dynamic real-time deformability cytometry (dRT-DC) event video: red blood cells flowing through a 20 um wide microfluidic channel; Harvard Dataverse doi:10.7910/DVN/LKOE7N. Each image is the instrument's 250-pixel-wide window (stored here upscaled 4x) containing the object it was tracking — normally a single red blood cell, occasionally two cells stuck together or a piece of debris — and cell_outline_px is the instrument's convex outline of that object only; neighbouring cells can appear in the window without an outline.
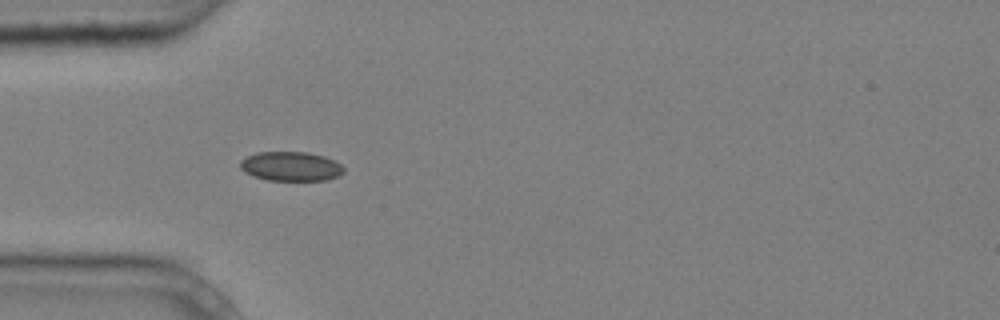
{"species": "common noctule bat (a hibernating species)", "species_latin": "Nyctalus noctula", "temperature_condition": "cold", "stored_images_in_passage": 6, "camera_frame_rate_fps": 3000, "um_per_image_px": 0.085, "animal": {"sex": "male", "body_mass_g": 20.4}, "frame": {"image": 1, "passage_image": 3, "time_ms": 0.667, "image_size_px": [1000, 320], "cell_outline_px": [[344, 172], [336, 176], [324, 180], [268, 180], [252, 176], [244, 172], [240, 168], [240, 160], [256, 152], [308, 152], [324, 156], [340, 164], [344, 168]], "centroid_in_image_um": [24.68, 14.13], "position_along_channel_um": 60.3, "area_um2": 17.63}}
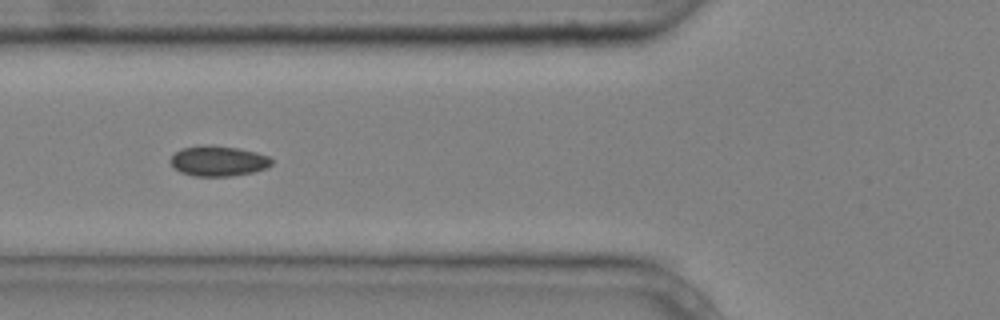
{"frame": {"image": 2, "passage_image": 4, "time_ms": 1.0, "image_size_px": [1000, 320], "cell_outline_px": [[272, 164], [268, 168], [252, 172], [232, 176], [192, 176], [180, 172], [168, 160], [180, 148], [204, 144], [208, 144], [240, 148], [256, 152], [268, 156], [272, 160]], "centroid_in_image_um": [18.55, 13.67], "position_along_channel_um": 107.3, "area_um2": 18.09}}